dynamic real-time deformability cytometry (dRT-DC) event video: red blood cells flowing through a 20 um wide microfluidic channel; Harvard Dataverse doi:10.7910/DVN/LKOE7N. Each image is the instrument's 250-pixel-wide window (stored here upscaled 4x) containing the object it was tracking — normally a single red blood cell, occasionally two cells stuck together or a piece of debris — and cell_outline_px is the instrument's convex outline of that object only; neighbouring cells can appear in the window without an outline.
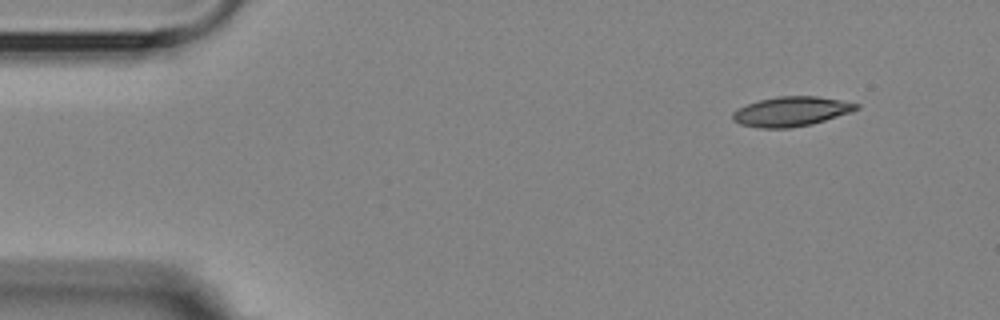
{"species": "Egyptian fruit bat (a non-hibernating species)", "species_latin": "Rousettus aegyptiacus", "temperature_condition": "room temperature", "stored_images_in_passage": 4, "camera_frame_rate_fps": 3000, "um_per_image_px": 0.085, "animal": {"sex": "female"}, "frame": {"image": 1, "passage_image": 1, "time_ms": 0.0, "image_size_px": [1000, 320], "cell_outline_px": [[860, 108], [812, 124], [788, 128], [760, 128], [740, 124], [732, 120], [732, 112], [748, 104], [760, 100], [776, 96], [816, 96], [840, 100], [860, 104]], "centroid_in_image_um": [67.22, 9.47], "position_along_channel_um": 17.8, "area_um2": 21.1}}
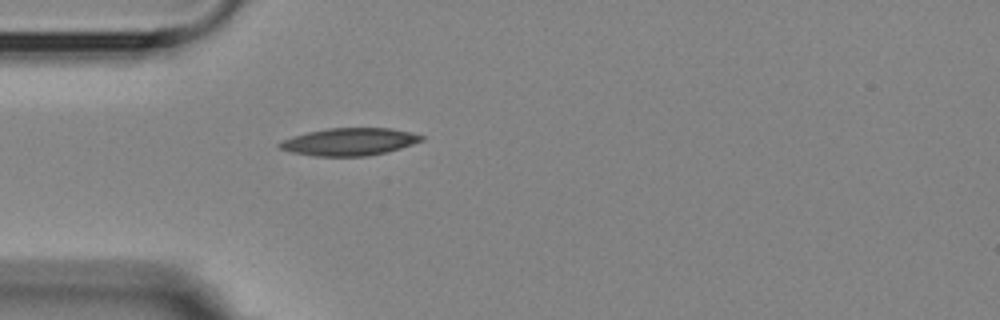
{"frame": {"image": 2, "passage_image": 4, "time_ms": 3.333, "image_size_px": [1000, 320], "cell_outline_px": [[424, 140], [400, 148], [368, 156], [312, 156], [292, 152], [280, 148], [276, 144], [280, 140], [292, 136], [308, 132], [328, 128], [392, 128], [424, 136]], "centroid_in_image_um": [29.65, 12.05], "position_along_channel_um": 55.4, "area_um2": 22.66}}